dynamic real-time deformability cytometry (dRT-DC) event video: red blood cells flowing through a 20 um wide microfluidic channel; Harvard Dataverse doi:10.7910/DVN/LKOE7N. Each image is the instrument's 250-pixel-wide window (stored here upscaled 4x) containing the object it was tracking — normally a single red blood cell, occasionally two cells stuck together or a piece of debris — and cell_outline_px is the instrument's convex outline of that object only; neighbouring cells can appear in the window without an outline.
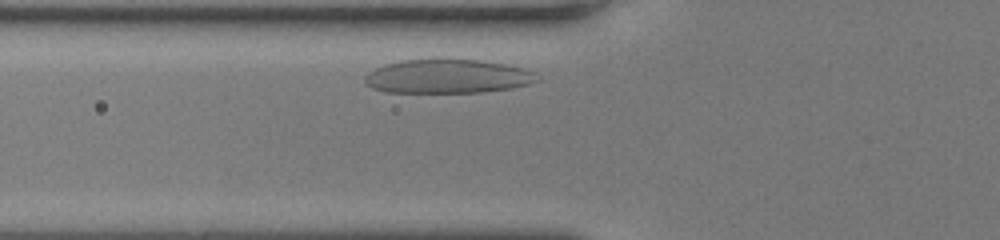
{"species": "human", "species_latin": "Homo sapiens", "temperature_condition": "room temperature", "stored_images_in_passage": 26, "camera_frame_rate_fps": 3000, "um_per_image_px": 0.085, "donor": {"sex": "female"}, "frame": {"image": 1, "passage_image": 3, "time_ms": 0.667, "image_size_px": [1000, 240], "cell_outline_px": [[540, 80], [528, 84], [512, 88], [480, 92], [388, 92], [372, 88], [364, 80], [364, 76], [368, 72], [384, 64], [400, 60], [480, 60], [508, 64], [524, 68], [536, 72]], "centroid_in_image_um": [38.08, 6.49], "position_along_channel_um": 87.7, "area_um2": 33.99}}
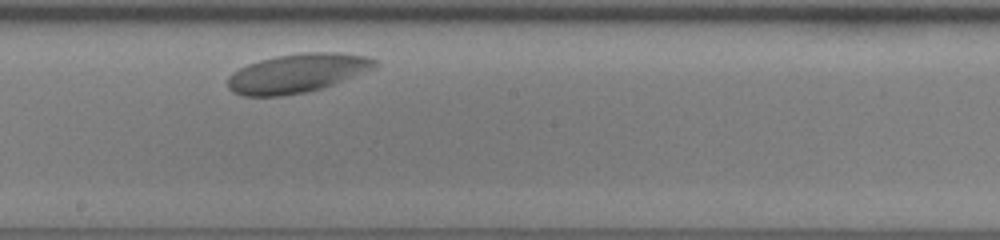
{"frame": {"image": 2, "passage_image": 14, "time_ms": 4.333, "image_size_px": [1000, 240], "cell_outline_px": [[380, 64], [376, 68], [324, 88], [308, 92], [284, 96], [240, 96], [232, 92], [228, 88], [228, 76], [232, 72], [248, 64], [260, 60], [276, 56], [300, 52], [340, 52], [368, 56], [376, 60]], "centroid_in_image_um": [25.29, 6.22], "position_along_channel_um": 222.9, "area_um2": 33.93}}
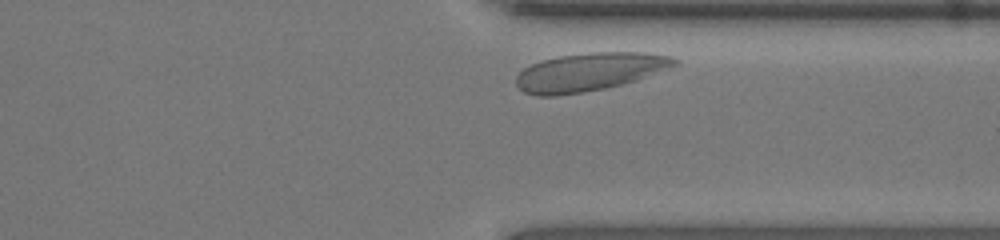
{"frame": {"image": 3, "passage_image": 25, "time_ms": 8.0, "image_size_px": [1000, 240], "cell_outline_px": [[680, 64], [636, 80], [604, 88], [556, 96], [536, 96], [524, 92], [516, 84], [516, 76], [524, 68], [540, 60], [556, 56], [588, 52], [648, 52], [672, 56]], "centroid_in_image_um": [50.09, 6.09], "position_along_channel_um": 361.3, "area_um2": 35.2}, "authors_computed_cell_mechanics": {"area_um2": 34.1598, "velocity_mm_per_s": 3.7325, "shape_relaxation_time_tau1_ms": 4.3754, "shape_relaxation_time_tau2_ms": null, "deformation_change_tau1": 0.1374, "deformation_change_tau2": null}}